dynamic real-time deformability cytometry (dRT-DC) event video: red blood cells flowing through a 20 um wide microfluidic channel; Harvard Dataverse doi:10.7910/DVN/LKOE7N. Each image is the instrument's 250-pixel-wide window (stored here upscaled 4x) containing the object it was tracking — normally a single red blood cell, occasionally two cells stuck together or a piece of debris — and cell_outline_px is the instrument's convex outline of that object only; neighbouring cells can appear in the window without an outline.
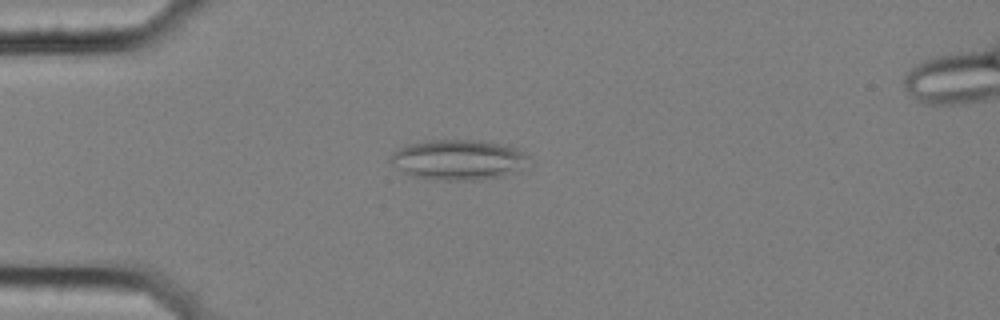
{"species": "common noctule bat (a hibernating species)", "species_latin": "Nyctalus noctula", "temperature_condition": "cold", "stored_images_in_passage": 44, "camera_frame_rate_fps": 3000, "um_per_image_px": 0.085, "animal": {"sex": "female", "body_mass_g": 25.1}, "frame": {"image": 1, "passage_image": 3, "time_ms": 0.667, "image_size_px": [1000, 320], "cell_outline_px": [[532, 164], [528, 168], [504, 176], [480, 180], [436, 180], [412, 176], [404, 172], [392, 164], [388, 160], [392, 152], [408, 144], [424, 140], [480, 140], [500, 144], [516, 148], [528, 156]], "centroid_in_image_um": [39.0, 13.59], "position_along_channel_um": 46.0, "area_um2": 33.0}}
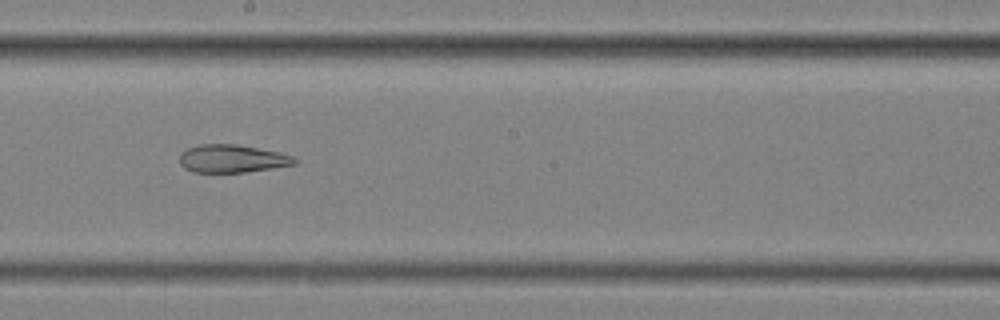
{"frame": {"image": 2, "passage_image": 20, "time_ms": 6.333, "image_size_px": [1000, 320], "cell_outline_px": [[300, 160], [296, 164], [272, 168], [244, 172], [192, 172], [184, 168], [180, 164], [180, 152], [188, 148], [200, 144], [236, 144], [280, 152], [292, 156]], "centroid_in_image_um": [19.74, 13.48], "position_along_channel_um": 228.5, "area_um2": 18.79}}
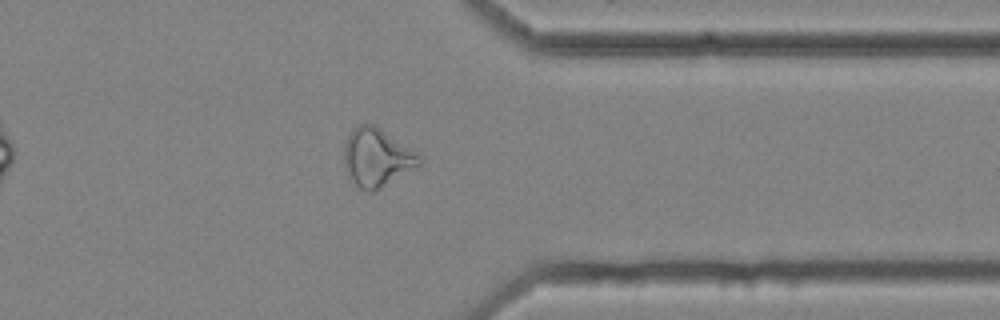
{"frame": {"image": 3, "passage_image": 33, "time_ms": 10.667, "image_size_px": [1000, 320], "cell_outline_px": [[424, 160], [420, 164], [372, 192], [368, 192], [360, 188], [352, 180], [344, 164], [344, 144], [348, 136], [360, 124], [372, 124], [380, 128], [412, 148]], "centroid_in_image_um": [32.03, 13.37], "position_along_channel_um": 379.4, "area_um2": 24.91}, "authors_computed_cell_mechanics": {"area_um2": 23.4379, "velocity_mm_per_s": 3.5889, "shape_relaxation_time_tau1_ms": null, "shape_relaxation_time_tau2_ms": 3.0114, "deformation_change_tau1": null, "deformation_change_tau2": 0.1238}}